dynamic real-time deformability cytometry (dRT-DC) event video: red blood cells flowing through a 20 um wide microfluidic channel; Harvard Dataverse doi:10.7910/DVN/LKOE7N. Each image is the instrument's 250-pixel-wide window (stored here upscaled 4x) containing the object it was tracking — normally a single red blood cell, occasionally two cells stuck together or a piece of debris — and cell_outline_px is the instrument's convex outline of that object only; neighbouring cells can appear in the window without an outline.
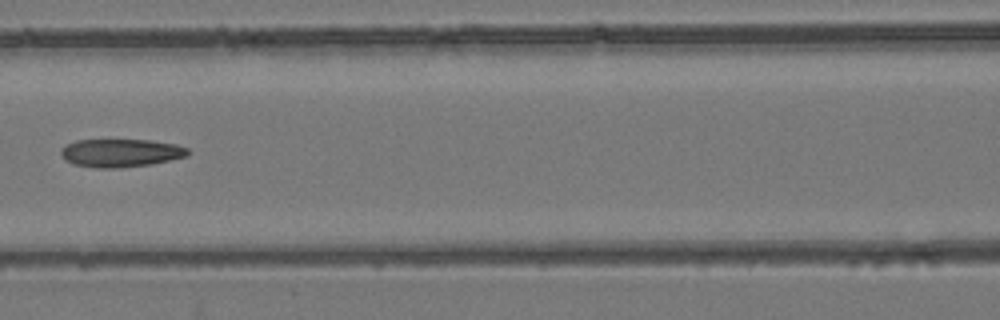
{"species": "common noctule bat (a hibernating species)", "species_latin": "Nyctalus noctula", "temperature_condition": "room temperature", "stored_images_in_passage": 4, "camera_frame_rate_fps": 3000, "um_per_image_px": 0.085, "animal": {"sex": "female", "body_mass_g": 24.6, "forearm_length_mm": 56.2}, "frame": {"image": 1, "passage_image": 4, "time_ms": 1.0, "image_size_px": [1000, 320], "cell_outline_px": [[188, 156], [152, 164], [116, 168], [96, 168], [72, 164], [64, 160], [60, 152], [60, 148], [64, 144], [76, 140], [152, 140], [176, 144], [188, 148]], "centroid_in_image_um": [10.22, 13.0], "position_along_channel_um": 156.4, "area_um2": 21.04}}